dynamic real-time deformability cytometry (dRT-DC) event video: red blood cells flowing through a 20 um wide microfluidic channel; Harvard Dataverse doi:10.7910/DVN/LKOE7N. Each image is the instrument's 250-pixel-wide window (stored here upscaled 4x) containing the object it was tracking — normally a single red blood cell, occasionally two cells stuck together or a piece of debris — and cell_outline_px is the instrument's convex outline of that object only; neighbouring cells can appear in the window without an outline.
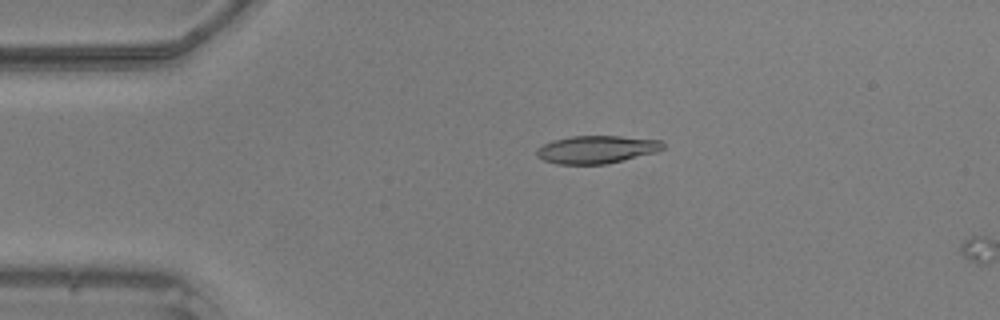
{"species": "common noctule bat (a hibernating species)", "species_latin": "Nyctalus noctula", "temperature_condition": "warm", "stored_images_in_passage": 11, "camera_frame_rate_fps": 3000, "um_per_image_px": 0.085, "animal": {"sex": "male", "body_mass_g": 20.5, "forearm_length_mm": 52.5}, "frame": {"image": 1, "passage_image": 10, "time_ms": 3.0, "image_size_px": [1000, 320], "cell_outline_px": [[664, 148], [656, 152], [608, 164], [556, 164], [544, 160], [536, 156], [536, 148], [552, 140], [572, 136], [620, 136], [660, 140], [664, 144]], "centroid_in_image_um": [50.69, 12.71], "position_along_channel_um": 34.3, "area_um2": 20.52}}